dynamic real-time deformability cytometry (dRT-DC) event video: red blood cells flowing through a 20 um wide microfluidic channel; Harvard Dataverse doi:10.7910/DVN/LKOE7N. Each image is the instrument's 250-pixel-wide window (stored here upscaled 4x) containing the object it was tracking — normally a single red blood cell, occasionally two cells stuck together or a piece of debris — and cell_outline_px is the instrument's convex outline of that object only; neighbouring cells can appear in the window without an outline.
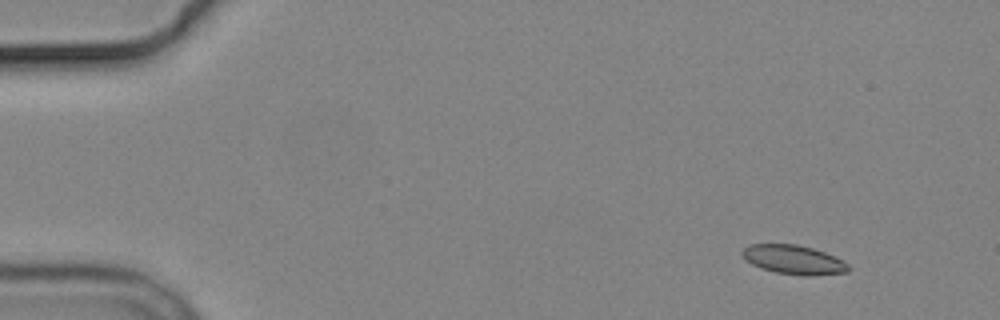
{"species": "common noctule bat (a hibernating species)", "species_latin": "Nyctalus noctula", "temperature_condition": "cold", "stored_images_in_passage": 5, "camera_frame_rate_fps": 3000, "um_per_image_px": 0.085, "animal": {"sex": "male", "body_mass_g": 19.2, "forearm_length_mm": 51.8}, "frame": {"image": 1, "passage_image": 2, "time_ms": 1.0, "image_size_px": [1000, 320], "cell_outline_px": [[852, 268], [848, 272], [812, 276], [804, 276], [776, 272], [760, 268], [744, 260], [740, 252], [748, 244], [796, 244], [812, 248], [824, 252], [844, 260]], "centroid_in_image_um": [67.46, 22.08], "position_along_channel_um": 17.5, "area_um2": 18.26}}
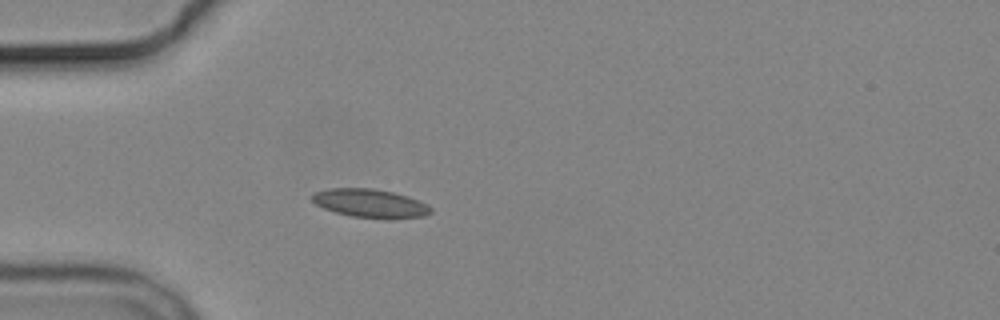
{"frame": {"image": 2, "passage_image": 5, "time_ms": 4.667, "image_size_px": [1000, 320], "cell_outline_px": [[432, 212], [424, 216], [352, 216], [336, 212], [324, 208], [316, 204], [312, 200], [312, 196], [316, 192], [328, 188], [372, 188], [392, 192], [408, 196], [432, 208]], "centroid_in_image_um": [31.4, 17.23], "position_along_channel_um": 53.6, "area_um2": 18.67}}